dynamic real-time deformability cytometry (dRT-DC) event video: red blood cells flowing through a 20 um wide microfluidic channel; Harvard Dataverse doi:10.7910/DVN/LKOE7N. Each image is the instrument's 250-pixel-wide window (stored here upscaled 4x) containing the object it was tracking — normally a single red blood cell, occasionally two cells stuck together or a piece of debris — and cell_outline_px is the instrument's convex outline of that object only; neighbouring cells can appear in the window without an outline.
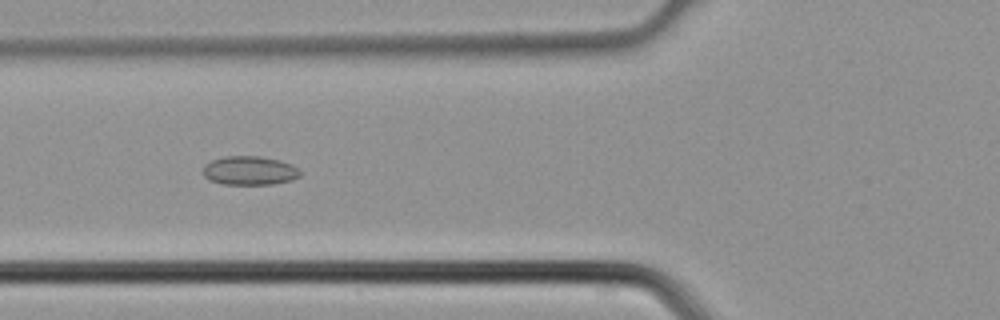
{"species": "common noctule bat (a hibernating species)", "species_latin": "Nyctalus noctula", "temperature_condition": "cold", "stored_images_in_passage": 2, "camera_frame_rate_fps": 3000, "um_per_image_px": 0.085, "animal": {"sex": "male", "body_mass_g": 21.5, "forearm_length_mm": 52.0}, "frame": {"image": 1, "passage_image": 2, "time_ms": 0.333, "image_size_px": [1000, 320], "cell_outline_px": [[300, 176], [292, 180], [272, 184], [224, 184], [208, 180], [204, 176], [204, 164], [212, 160], [224, 156], [260, 156], [280, 160], [292, 164], [300, 172]], "centroid_in_image_um": [21.2, 14.49], "position_along_channel_um": 104.6, "area_um2": 16.36}}